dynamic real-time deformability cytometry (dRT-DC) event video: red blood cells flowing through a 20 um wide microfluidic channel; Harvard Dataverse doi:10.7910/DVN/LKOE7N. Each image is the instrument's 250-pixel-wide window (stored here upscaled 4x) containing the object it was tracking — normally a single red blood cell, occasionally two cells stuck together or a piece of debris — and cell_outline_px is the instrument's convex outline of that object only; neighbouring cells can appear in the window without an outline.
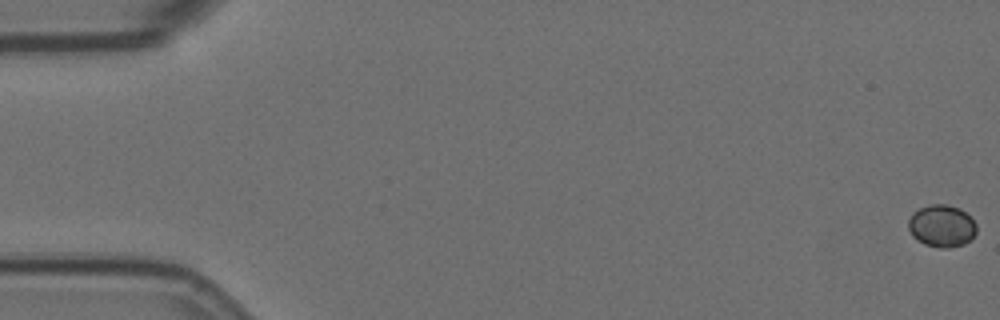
{"species": "Egyptian fruit bat (a non-hibernating species)", "species_latin": "Rousettus aegyptiacus", "temperature_condition": "room temperature", "stored_images_in_passage": 54, "camera_frame_rate_fps": 3000, "um_per_image_px": 0.085, "animal": {"sex": "female"}, "frame": {"image": 1, "passage_image": 1, "time_ms": 0.0, "image_size_px": [1000, 320], "cell_outline_px": [[976, 232], [964, 244], [948, 248], [940, 248], [924, 244], [912, 236], [908, 228], [908, 220], [912, 212], [928, 204], [948, 204], [960, 208], [976, 224]], "centroid_in_image_um": [80.01, 19.19], "position_along_channel_um": 5.0, "area_um2": 16.76}}
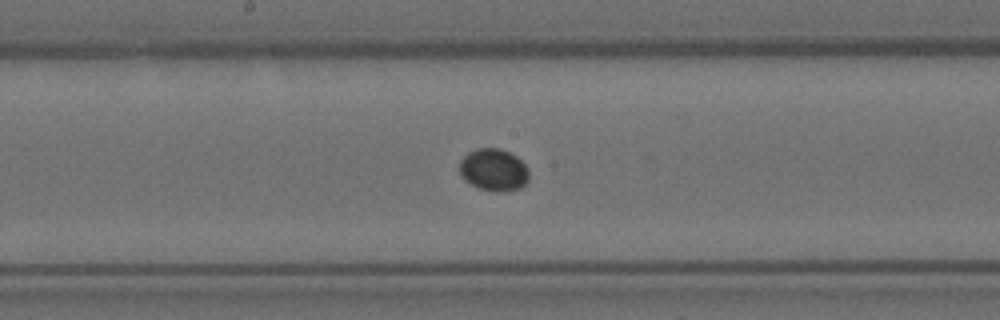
{"frame": {"image": 2, "passage_image": 31, "time_ms": 10.0, "image_size_px": [1000, 320], "cell_outline_px": [[528, 180], [520, 188], [504, 192], [492, 192], [480, 188], [464, 180], [460, 172], [460, 160], [468, 152], [476, 148], [500, 148], [516, 156], [528, 168]], "centroid_in_image_um": [41.96, 14.44], "position_along_channel_um": 206.2, "area_um2": 17.11}}
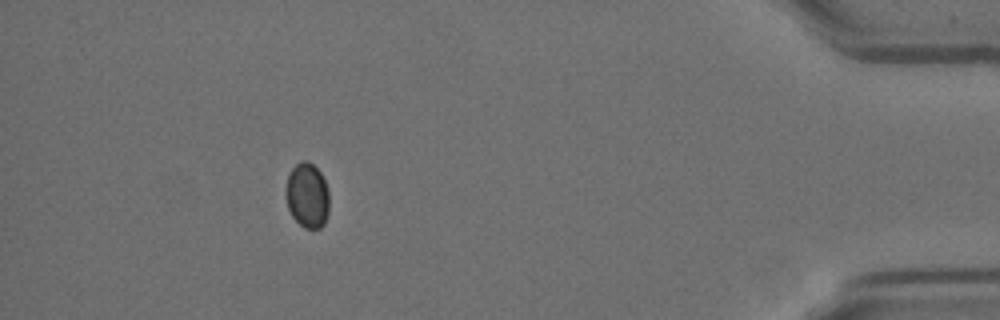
{"frame": {"image": 3, "passage_image": 53, "time_ms": 17.333, "image_size_px": [1000, 320], "cell_outline_px": [[328, 212], [324, 224], [320, 228], [304, 228], [292, 216], [288, 208], [284, 192], [288, 176], [292, 168], [300, 160], [308, 160], [320, 172], [324, 180], [328, 192]], "centroid_in_image_um": [26.1, 16.6], "position_along_channel_um": 409.1, "area_um2": 16.47}}